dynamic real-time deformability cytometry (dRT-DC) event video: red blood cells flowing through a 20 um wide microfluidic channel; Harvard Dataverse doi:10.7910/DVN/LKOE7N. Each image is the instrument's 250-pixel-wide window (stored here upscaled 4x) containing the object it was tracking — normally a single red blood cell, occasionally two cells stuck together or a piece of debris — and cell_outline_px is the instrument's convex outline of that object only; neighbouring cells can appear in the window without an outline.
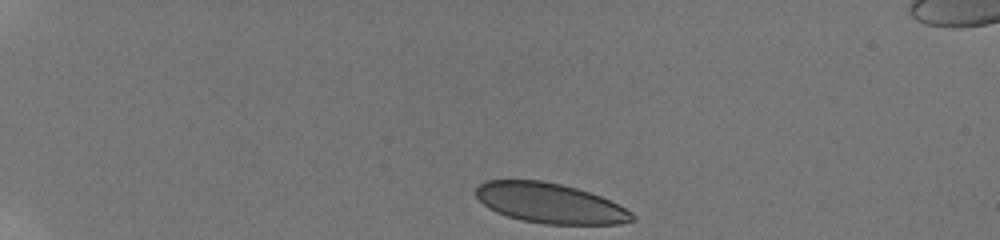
{"species": "human", "species_latin": "Homo sapiens", "temperature_condition": "room temperature", "stored_images_in_passage": 11, "camera_frame_rate_fps": 3000, "um_per_image_px": 0.085, "donor": {"sex": "male"}, "frame": {"image": 1, "passage_image": 1, "time_ms": 0.0, "image_size_px": [1000, 240], "cell_outline_px": [[636, 220], [620, 224], [544, 224], [520, 220], [496, 212], [488, 208], [476, 196], [476, 188], [484, 180], [544, 180], [576, 188], [600, 196], [632, 212], [636, 216]], "centroid_in_image_um": [46.74, 17.27], "position_along_channel_um": 38.3, "area_um2": 36.41}}